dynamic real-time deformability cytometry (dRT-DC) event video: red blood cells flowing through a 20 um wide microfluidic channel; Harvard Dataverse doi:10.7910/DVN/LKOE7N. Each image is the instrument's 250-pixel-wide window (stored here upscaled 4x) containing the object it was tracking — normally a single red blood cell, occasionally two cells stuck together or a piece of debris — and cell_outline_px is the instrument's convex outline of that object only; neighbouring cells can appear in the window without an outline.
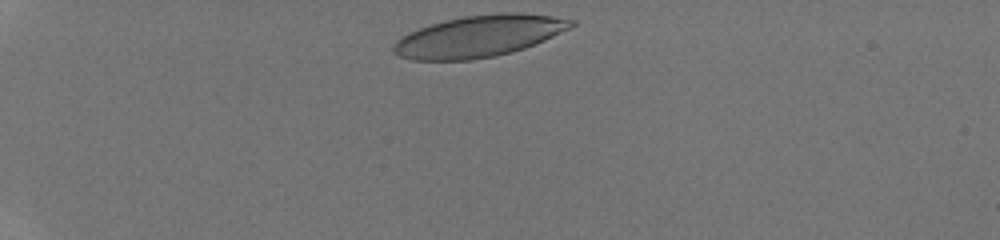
{"species": "human", "species_latin": "Homo sapiens", "temperature_condition": "room temperature", "stored_images_in_passage": 29, "camera_frame_rate_fps": 3000, "um_per_image_px": 0.085, "donor": {"sex": "male"}, "frame": {"image": 1, "passage_image": 1, "time_ms": 0.0, "image_size_px": [1000, 240], "cell_outline_px": [[576, 24], [572, 28], [544, 40], [524, 48], [512, 52], [472, 60], [412, 60], [400, 56], [392, 52], [392, 48], [396, 40], [408, 32], [432, 24], [464, 16], [504, 12], [524, 12], [552, 16], [576, 20]], "centroid_in_image_um": [40.74, 3.07], "position_along_channel_um": 44.3, "area_um2": 43.06}}
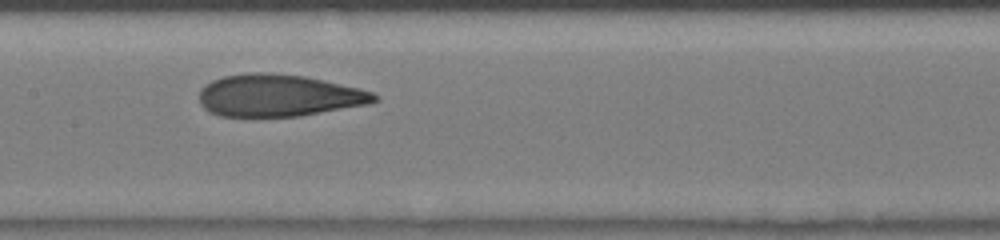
{"frame": {"image": 2, "passage_image": 14, "time_ms": 4.333, "image_size_px": [1000, 240], "cell_outline_px": [[380, 100], [368, 104], [300, 116], [220, 116], [208, 112], [200, 104], [200, 88], [204, 84], [212, 80], [224, 76], [248, 72], [268, 72], [304, 76], [324, 80], [360, 88], [372, 92], [380, 96]], "centroid_in_image_um": [23.69, 8.11], "position_along_channel_um": 183.7, "area_um2": 43.23}}
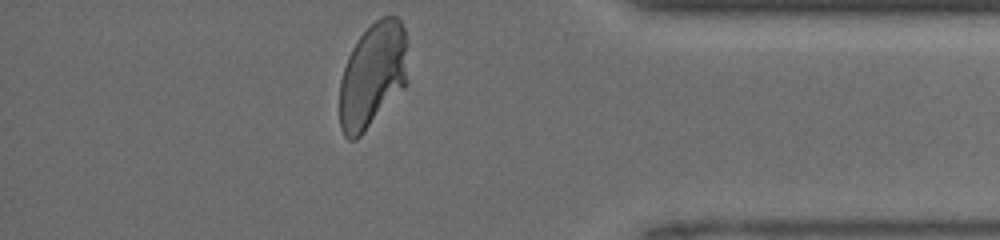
{"frame": {"image": 3, "passage_image": 29, "time_ms": 9.333, "image_size_px": [1000, 240], "cell_outline_px": [[408, 84], [364, 132], [356, 140], [348, 140], [344, 136], [340, 128], [340, 80], [348, 56], [356, 40], [376, 20], [384, 16], [400, 16], [404, 28], [408, 80]], "centroid_in_image_um": [31.68, 6.41], "position_along_channel_um": 403.5, "area_um2": 41.96}}